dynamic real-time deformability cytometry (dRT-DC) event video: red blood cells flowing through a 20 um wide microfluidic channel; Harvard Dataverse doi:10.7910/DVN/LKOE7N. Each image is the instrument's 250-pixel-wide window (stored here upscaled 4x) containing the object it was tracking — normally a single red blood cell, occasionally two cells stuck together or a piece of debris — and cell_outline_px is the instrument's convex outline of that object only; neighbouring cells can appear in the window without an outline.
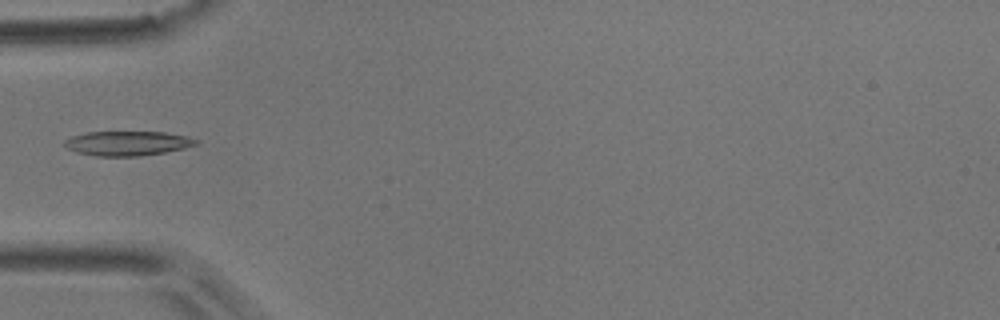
{"species": "common noctule bat (a hibernating species)", "species_latin": "Nyctalus noctula", "temperature_condition": "room temperature", "stored_images_in_passage": 36, "camera_frame_rate_fps": 3000, "um_per_image_px": 0.085, "animal": {"sex": "male", "body_mass_g": 17.9}, "frame": {"image": 1, "passage_image": 1, "time_ms": 0.0, "image_size_px": [1000, 320], "cell_outline_px": [[200, 144], [184, 148], [164, 152], [140, 156], [96, 156], [76, 152], [68, 148], [64, 144], [64, 140], [72, 136], [88, 132], [164, 132], [188, 136], [200, 140]], "centroid_in_image_um": [10.88, 12.18], "position_along_channel_um": 74.1, "area_um2": 18.84}}
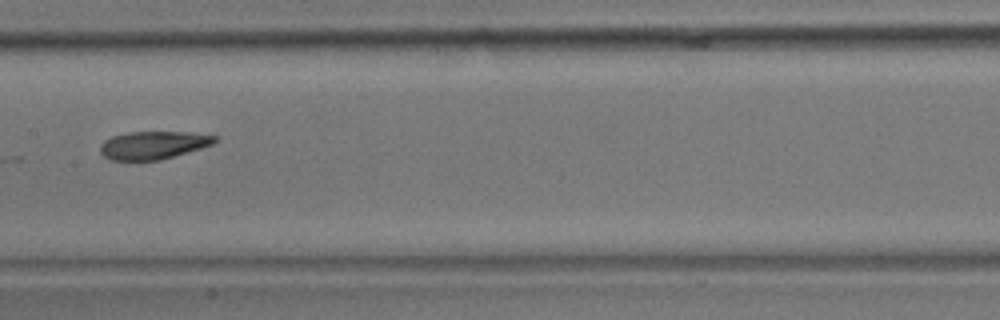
{"frame": {"image": 2, "passage_image": 10, "time_ms": 3.0, "image_size_px": [1000, 320], "cell_outline_px": [[216, 140], [212, 144], [200, 148], [160, 160], [112, 160], [104, 156], [100, 152], [100, 144], [104, 140], [112, 136], [128, 132], [188, 132], [216, 136]], "centroid_in_image_um": [12.98, 12.33], "position_along_channel_um": 194.4, "area_um2": 18.44}}
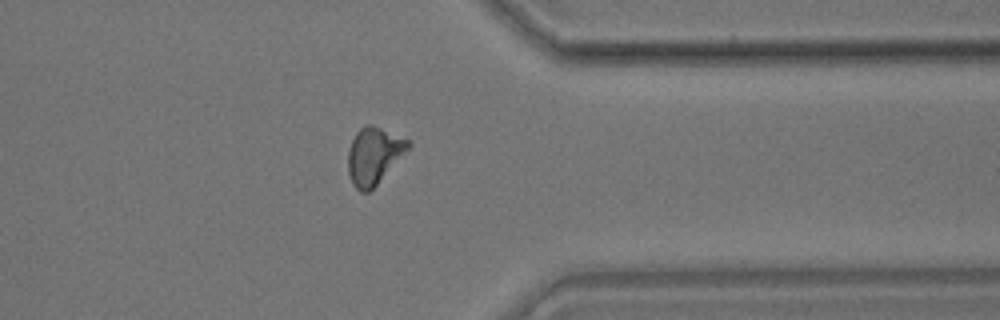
{"frame": {"image": 3, "passage_image": 25, "time_ms": 8.0, "image_size_px": [1000, 320], "cell_outline_px": [[412, 144], [376, 184], [368, 192], [360, 192], [352, 184], [348, 172], [348, 152], [352, 140], [356, 132], [360, 128], [368, 124], [372, 124], [408, 140]], "centroid_in_image_um": [31.74, 13.22], "position_along_channel_um": 379.7, "area_um2": 19.42}}